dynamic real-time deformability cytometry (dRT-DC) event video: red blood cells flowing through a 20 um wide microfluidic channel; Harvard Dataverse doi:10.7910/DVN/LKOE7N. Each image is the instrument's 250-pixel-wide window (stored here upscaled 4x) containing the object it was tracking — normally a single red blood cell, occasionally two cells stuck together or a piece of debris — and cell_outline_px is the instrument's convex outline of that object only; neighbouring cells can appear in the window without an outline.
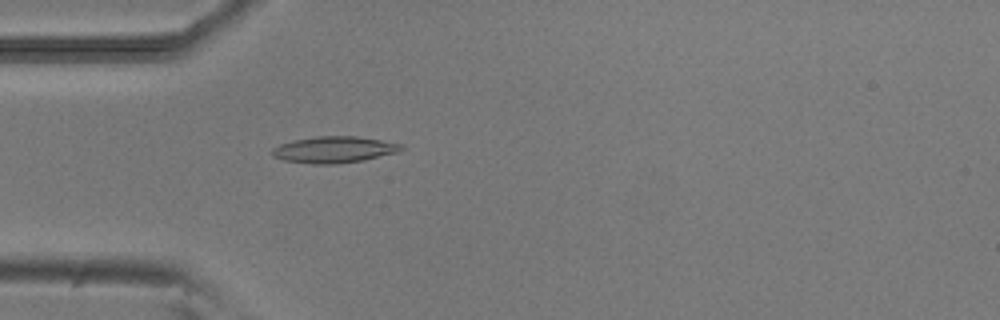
{"species": "common noctule bat (a hibernating species)", "species_latin": "Nyctalus noctula", "temperature_condition": "room temperature", "stored_images_in_passage": 36, "camera_frame_rate_fps": 3000, "um_per_image_px": 0.085, "animal": {"sex": "male", "body_mass_g": 20.5, "forearm_length_mm": 52.5}, "frame": {"image": 1, "passage_image": 9, "time_ms": 2.667, "image_size_px": [1000, 320], "cell_outline_px": [[404, 148], [400, 152], [364, 160], [336, 164], [312, 164], [284, 160], [272, 156], [272, 148], [280, 144], [292, 140], [316, 136], [356, 136], [404, 144]], "centroid_in_image_um": [28.42, 12.72], "position_along_channel_um": 56.6, "area_um2": 20.06}}
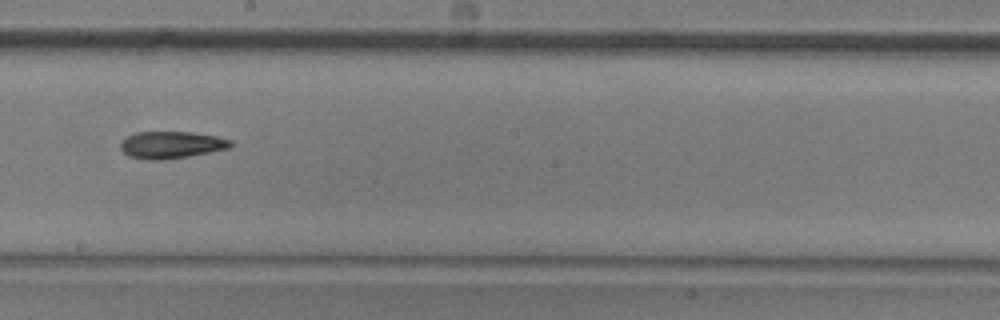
{"frame": {"image": 2, "passage_image": 23, "time_ms": 7.333, "image_size_px": [1000, 320], "cell_outline_px": [[232, 148], [188, 156], [160, 160], [148, 160], [128, 156], [120, 148], [120, 144], [128, 136], [136, 132], [192, 132], [216, 136], [232, 140]], "centroid_in_image_um": [14.59, 12.31], "position_along_channel_um": 233.6, "area_um2": 17.34}}
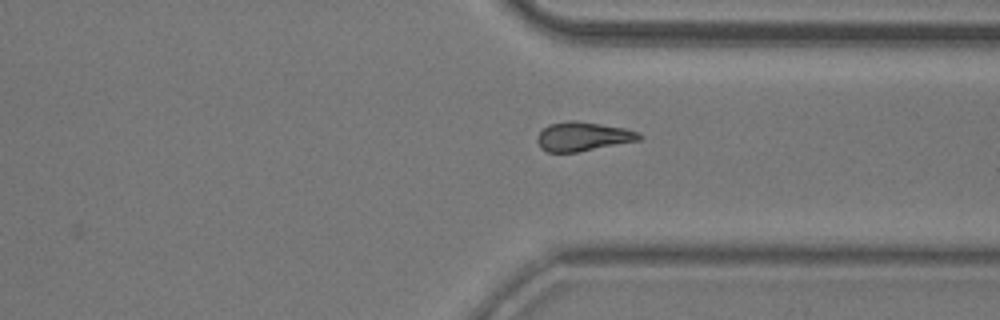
{"frame": {"image": 3, "passage_image": 33, "time_ms": 10.667, "image_size_px": [1000, 320], "cell_outline_px": [[644, 136], [640, 140], [576, 152], [548, 152], [540, 148], [536, 140], [536, 136], [548, 124], [568, 120], [576, 120], [624, 128], [640, 132]], "centroid_in_image_um": [49.54, 11.59], "position_along_channel_um": 361.9, "area_um2": 17.34}, "authors_computed_cell_mechanics": {"area_um2": 17.4267, "velocity_mm_per_s": 3.8578, "shape_relaxation_time_tau1_ms": 9.0403, "shape_relaxation_time_tau2_ms": null, "deformation_change_tau1": 0.1883, "deformation_change_tau2": null}}